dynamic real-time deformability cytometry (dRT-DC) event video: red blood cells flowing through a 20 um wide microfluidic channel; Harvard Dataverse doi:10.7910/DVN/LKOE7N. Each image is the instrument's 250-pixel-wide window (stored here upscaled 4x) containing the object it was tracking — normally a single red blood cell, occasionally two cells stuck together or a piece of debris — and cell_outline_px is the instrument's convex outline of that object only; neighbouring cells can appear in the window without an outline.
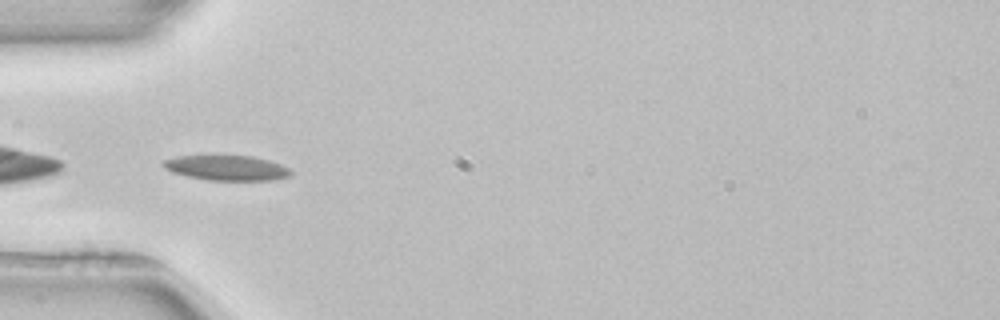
{"species": "common noctule bat (a hibernating species)", "species_latin": "Nyctalus noctula", "temperature_condition": "room temperature", "stored_images_in_passage": 32, "camera_frame_rate_fps": 3000, "um_per_image_px": 0.085, "animal": {"sex": "female", "body_mass_g": 22.7, "forearm_length_mm": 54.2}, "frame": {"image": 1, "passage_image": 1, "time_ms": 0.0, "image_size_px": [1000, 320], "cell_outline_px": [[292, 172], [288, 176], [272, 180], [208, 180], [188, 176], [172, 172], [164, 168], [160, 164], [164, 160], [176, 156], [212, 152], [216, 152], [252, 156], [268, 160], [280, 164], [288, 168]], "centroid_in_image_um": [19.17, 14.2], "position_along_channel_um": 65.8, "area_um2": 19.59}, "authors_computed_cell_mechanics": {"area_um2": 18.207, "velocity_mm_per_s": 3.9171, "shape_relaxation_time_tau1_ms": null, "shape_relaxation_time_tau2_ms": 6.9079, "deformation_change_tau1": null, "deformation_change_tau2": 0.114}}